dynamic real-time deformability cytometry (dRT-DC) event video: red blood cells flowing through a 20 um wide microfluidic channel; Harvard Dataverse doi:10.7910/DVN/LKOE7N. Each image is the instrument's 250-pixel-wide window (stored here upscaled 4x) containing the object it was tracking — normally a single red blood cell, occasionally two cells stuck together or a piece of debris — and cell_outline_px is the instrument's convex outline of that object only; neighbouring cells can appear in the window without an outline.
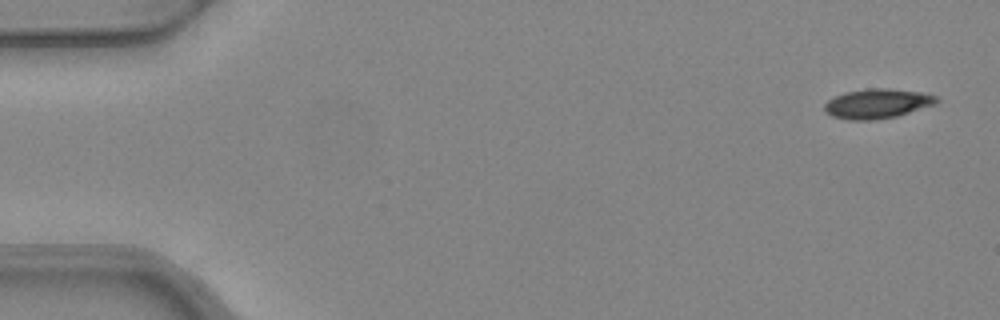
{"species": "common noctule bat (a hibernating species)", "species_latin": "Nyctalus noctula", "temperature_condition": "warm", "stored_images_in_passage": 4, "camera_frame_rate_fps": 3000, "um_per_image_px": 0.085, "animal": {"sex": "female", "body_mass_g": 24.6, "forearm_length_mm": 56.2}, "frame": {"image": 1, "passage_image": 1, "time_ms": 0.0, "image_size_px": [1000, 320], "cell_outline_px": [[940, 100], [936, 104], [896, 116], [872, 120], [848, 120], [832, 116], [824, 112], [824, 104], [828, 100], [836, 96], [848, 92], [868, 88], [888, 88], [920, 92], [940, 96]], "centroid_in_image_um": [74.59, 8.81], "position_along_channel_um": 10.4, "area_um2": 19.36}}
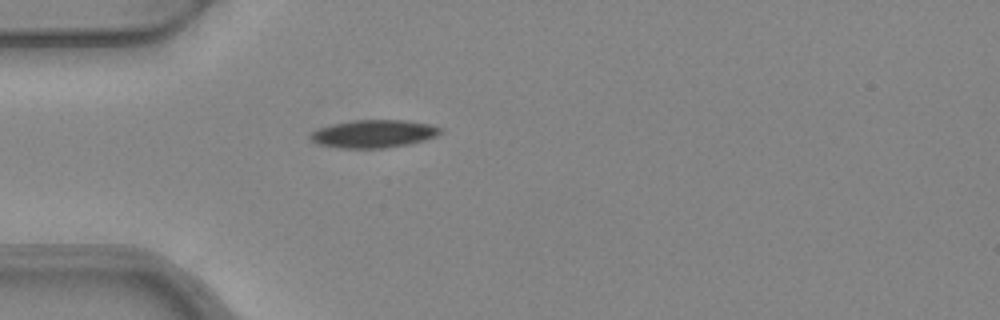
{"frame": {"image": 2, "passage_image": 4, "time_ms": 1.0, "image_size_px": [1000, 320], "cell_outline_px": [[444, 132], [436, 136], [424, 140], [408, 144], [388, 148], [336, 148], [320, 144], [312, 140], [312, 132], [320, 128], [332, 124], [356, 120], [400, 120], [428, 124], [440, 128]], "centroid_in_image_um": [31.79, 11.38], "position_along_channel_um": 53.2, "area_um2": 20.81}}